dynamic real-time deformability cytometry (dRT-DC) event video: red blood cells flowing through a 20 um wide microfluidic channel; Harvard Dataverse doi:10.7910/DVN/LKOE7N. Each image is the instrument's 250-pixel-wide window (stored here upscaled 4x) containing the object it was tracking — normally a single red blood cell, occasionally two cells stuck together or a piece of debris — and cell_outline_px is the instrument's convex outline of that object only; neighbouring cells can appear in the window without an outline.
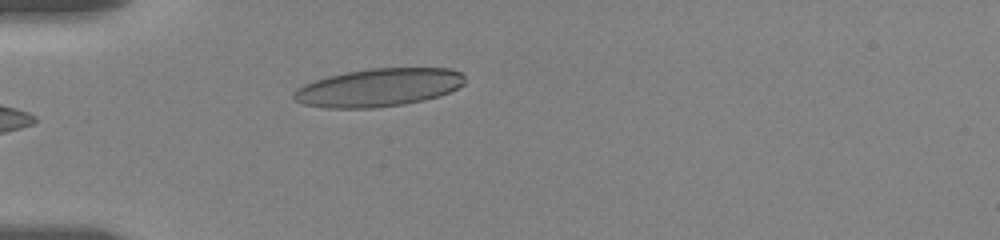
{"species": "human", "species_latin": "Homo sapiens", "temperature_condition": "room temperature", "stored_images_in_passage": 19, "camera_frame_rate_fps": 3000, "um_per_image_px": 0.085, "donor": {"sex": "female"}, "frame": {"image": 1, "passage_image": 2, "time_ms": 0.333, "image_size_px": [1000, 240], "cell_outline_px": [[464, 84], [440, 96], [424, 100], [404, 104], [372, 108], [328, 108], [300, 104], [292, 100], [292, 92], [296, 88], [304, 84], [328, 76], [348, 72], [372, 68], [448, 68], [460, 72], [464, 76]], "centroid_in_image_um": [32.13, 7.45], "position_along_channel_um": 52.9, "area_um2": 38.03}}
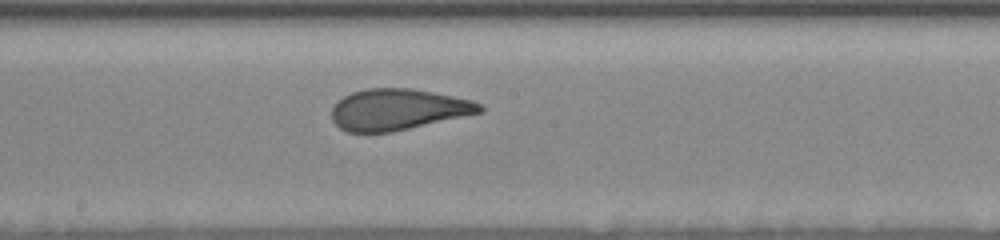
{"frame": {"image": 2, "passage_image": 12, "time_ms": 5.333, "image_size_px": [1000, 240], "cell_outline_px": [[484, 112], [392, 132], [348, 132], [340, 128], [332, 120], [332, 108], [344, 96], [352, 92], [368, 88], [412, 88], [472, 100], [480, 104], [484, 108]], "centroid_in_image_um": [33.84, 9.31], "position_along_channel_um": 214.4, "area_um2": 35.37}}
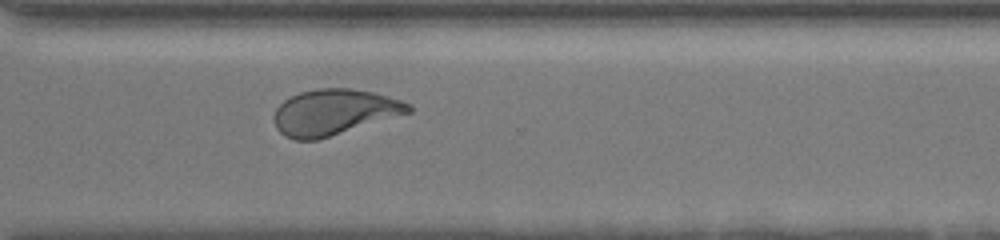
{"frame": {"image": 3, "passage_image": 19, "time_ms": 9.0, "image_size_px": [1000, 240], "cell_outline_px": [[412, 112], [316, 140], [296, 140], [284, 136], [276, 128], [272, 116], [276, 108], [284, 100], [300, 92], [316, 88], [348, 88], [372, 92], [388, 96], [412, 104]], "centroid_in_image_um": [28.38, 9.53], "position_along_channel_um": 342.2, "area_um2": 35.84}}